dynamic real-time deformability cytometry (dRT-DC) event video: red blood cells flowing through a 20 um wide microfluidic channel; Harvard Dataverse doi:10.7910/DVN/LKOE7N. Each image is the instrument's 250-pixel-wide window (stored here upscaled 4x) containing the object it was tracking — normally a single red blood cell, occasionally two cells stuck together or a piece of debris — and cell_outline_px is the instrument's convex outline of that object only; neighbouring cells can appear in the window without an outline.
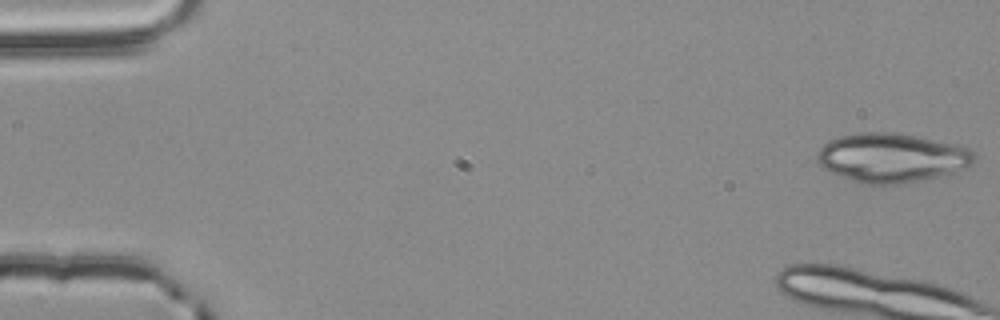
{"species": "common noctule bat (a hibernating species)", "species_latin": "Nyctalus noctula", "temperature_condition": "room temperature", "stored_images_in_passage": 13, "camera_frame_rate_fps": 3000, "um_per_image_px": 0.085, "animal": {"sex": "male", "body_mass_g": 20.4}, "frame": {"image": 1, "passage_image": 1, "time_ms": 0.0, "image_size_px": [1000, 320], "cell_outline_px": [[976, 160], [972, 164], [964, 168], [940, 176], [924, 180], [884, 188], [872, 188], [828, 172], [816, 160], [816, 152], [828, 140], [840, 136], [856, 132], [888, 132], [916, 136], [956, 144], [968, 148], [976, 156]], "centroid_in_image_um": [75.74, 13.46], "position_along_channel_um": 9.3, "area_um2": 46.12}}